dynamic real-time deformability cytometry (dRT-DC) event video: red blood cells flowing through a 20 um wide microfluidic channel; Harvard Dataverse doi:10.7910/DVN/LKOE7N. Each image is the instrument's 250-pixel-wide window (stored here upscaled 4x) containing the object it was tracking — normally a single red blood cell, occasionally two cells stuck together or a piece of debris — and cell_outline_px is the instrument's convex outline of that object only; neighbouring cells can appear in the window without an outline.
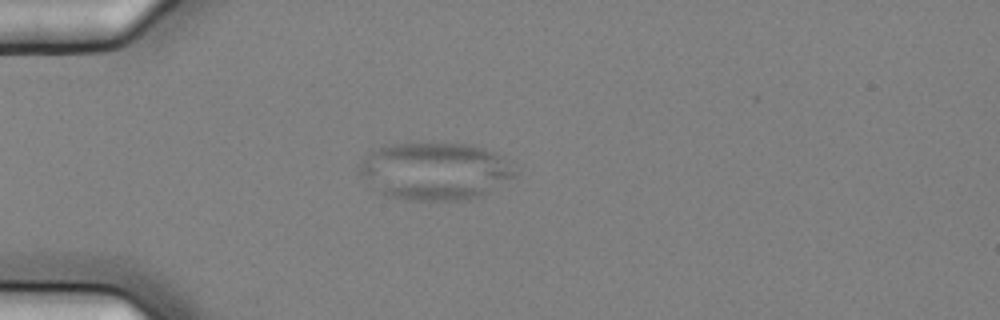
{"species": "common noctule bat (a hibernating species)", "species_latin": "Nyctalus noctula", "temperature_condition": "cold", "stored_images_in_passage": 11, "camera_frame_rate_fps": 3000, "um_per_image_px": 0.085, "animal": {"sex": "female", "body_mass_g": 25.1}, "frame": {"image": 1, "passage_image": 1, "time_ms": 0.0, "image_size_px": [1000, 320], "cell_outline_px": [[524, 164], [516, 176], [476, 196], [460, 200], [408, 200], [384, 196], [360, 172], [356, 164], [372, 152], [388, 144], [432, 140], [472, 144], [496, 152]], "centroid_in_image_um": [37.09, 14.47], "position_along_channel_um": 47.9, "area_um2": 53.52}}
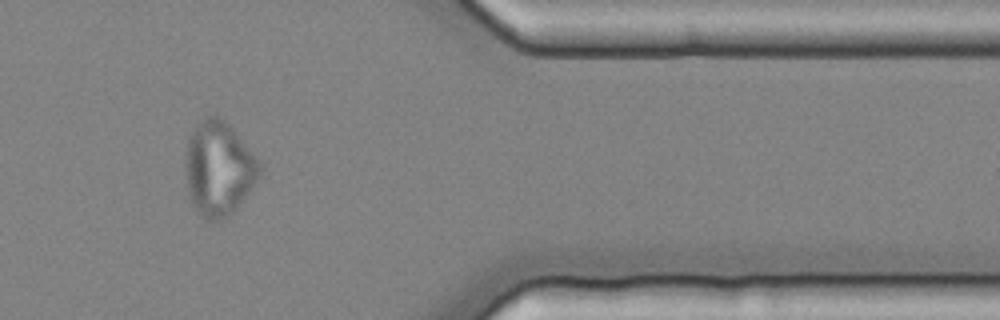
{"frame": {"image": 2, "passage_image": 10, "time_ms": 3.0, "image_size_px": [1000, 320], "cell_outline_px": [[260, 172], [256, 180], [248, 192], [236, 208], [228, 216], [220, 220], [208, 220], [200, 216], [192, 204], [188, 188], [184, 164], [188, 140], [196, 124], [200, 120], [208, 116], [220, 116], [236, 132], [260, 164]], "centroid_in_image_um": [18.55, 14.32], "position_along_channel_um": 392.9, "area_um2": 40.17}}